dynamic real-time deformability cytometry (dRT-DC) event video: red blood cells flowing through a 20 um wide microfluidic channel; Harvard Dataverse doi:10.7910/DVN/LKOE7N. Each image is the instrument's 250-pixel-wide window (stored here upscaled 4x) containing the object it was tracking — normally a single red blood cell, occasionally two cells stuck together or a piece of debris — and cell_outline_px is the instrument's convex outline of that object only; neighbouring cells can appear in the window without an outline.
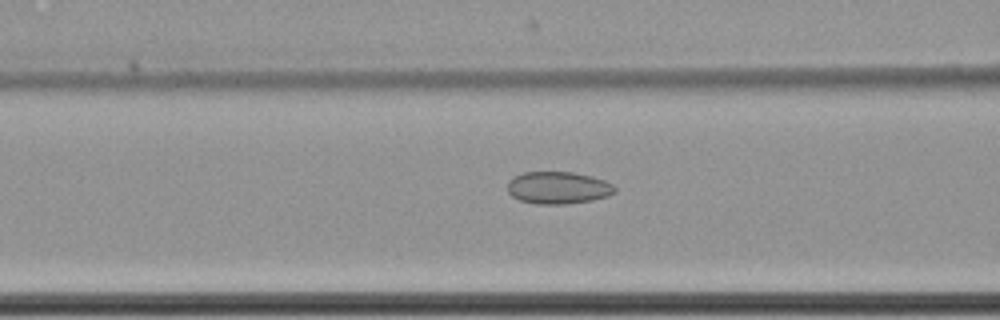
{"species": "common noctule bat (a hibernating species)", "species_latin": "Nyctalus noctula", "temperature_condition": "cold", "stored_images_in_passage": 60, "camera_frame_rate_fps": 3000, "um_per_image_px": 0.085, "animal": {"sex": "female", "body_mass_g": 22.7, "forearm_length_mm": 54.2}, "frame": {"image": 1, "passage_image": 26, "time_ms": 8.333, "image_size_px": [1000, 320], "cell_outline_px": [[616, 192], [608, 196], [592, 200], [568, 204], [536, 204], [520, 200], [512, 196], [508, 192], [508, 180], [524, 172], [572, 172], [592, 176], [604, 180], [612, 184], [616, 188]], "centroid_in_image_um": [47.45, 15.96], "position_along_channel_um": 119.1, "area_um2": 20.23}}
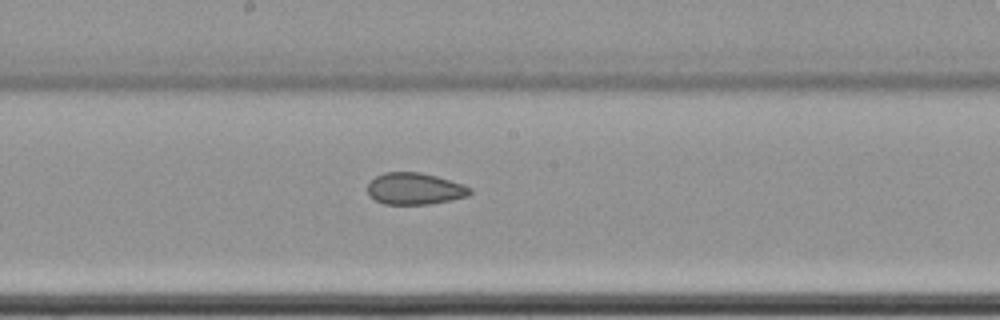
{"frame": {"image": 2, "passage_image": 34, "time_ms": 11.0, "image_size_px": [1000, 320], "cell_outline_px": [[472, 192], [468, 196], [452, 200], [428, 204], [384, 204], [368, 196], [368, 184], [376, 176], [384, 172], [420, 172], [436, 176], [464, 184], [472, 188]], "centroid_in_image_um": [35.27, 16.04], "position_along_channel_um": 212.9, "area_um2": 19.02}}
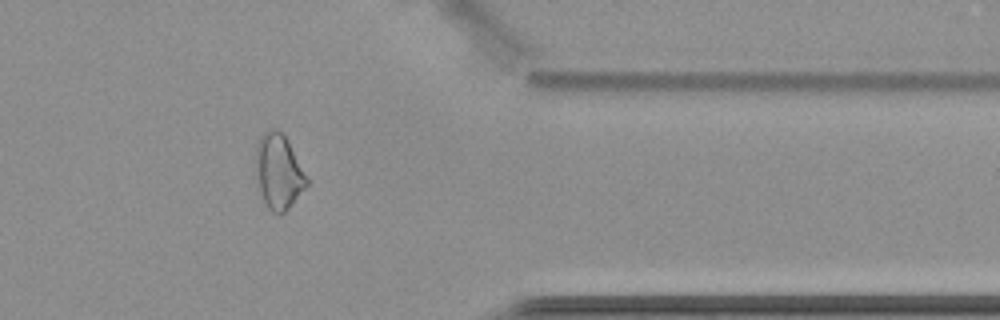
{"frame": {"image": 3, "passage_image": 50, "time_ms": 16.333, "image_size_px": [1000, 320], "cell_outline_px": [[308, 184], [288, 208], [280, 216], [272, 212], [268, 208], [264, 200], [256, 176], [256, 144], [260, 136], [268, 128], [276, 128], [288, 140], [308, 176]], "centroid_in_image_um": [23.69, 14.56], "position_along_channel_um": 387.7, "area_um2": 22.25}, "authors_computed_cell_mechanics": {"area_um2": 23.1778, "velocity_mm_per_s": 3.5151, "shape_relaxation_time_tau1_ms": null, "shape_relaxation_time_tau2_ms": 2.6683, "deformation_change_tau1": null, "deformation_change_tau2": 0.0722}}